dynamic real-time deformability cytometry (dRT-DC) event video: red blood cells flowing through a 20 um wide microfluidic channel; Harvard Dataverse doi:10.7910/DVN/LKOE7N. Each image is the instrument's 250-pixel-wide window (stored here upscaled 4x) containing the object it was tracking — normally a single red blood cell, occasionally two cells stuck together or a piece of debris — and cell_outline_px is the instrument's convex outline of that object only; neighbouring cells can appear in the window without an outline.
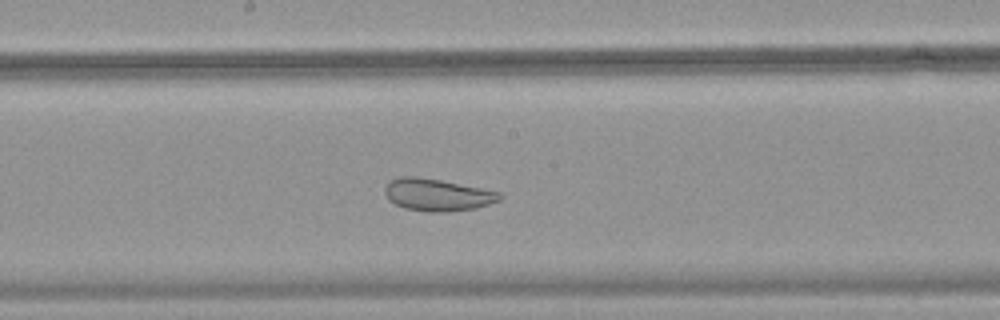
{"species": "common noctule bat (a hibernating species)", "species_latin": "Nyctalus noctula", "temperature_condition": "warm", "stored_images_in_passage": 41, "camera_frame_rate_fps": 3000, "um_per_image_px": 0.085, "animal": {"sex": "female", "body_mass_g": 18.4}, "frame": {"image": 1, "passage_image": 24, "time_ms": 7.667, "image_size_px": [1000, 320], "cell_outline_px": [[504, 196], [500, 200], [476, 208], [448, 212], [428, 212], [404, 208], [388, 200], [384, 192], [384, 188], [388, 180], [400, 176], [416, 176], [440, 180], [500, 192]], "centroid_in_image_um": [37.13, 16.56], "position_along_channel_um": 211.1, "area_um2": 21.68}}